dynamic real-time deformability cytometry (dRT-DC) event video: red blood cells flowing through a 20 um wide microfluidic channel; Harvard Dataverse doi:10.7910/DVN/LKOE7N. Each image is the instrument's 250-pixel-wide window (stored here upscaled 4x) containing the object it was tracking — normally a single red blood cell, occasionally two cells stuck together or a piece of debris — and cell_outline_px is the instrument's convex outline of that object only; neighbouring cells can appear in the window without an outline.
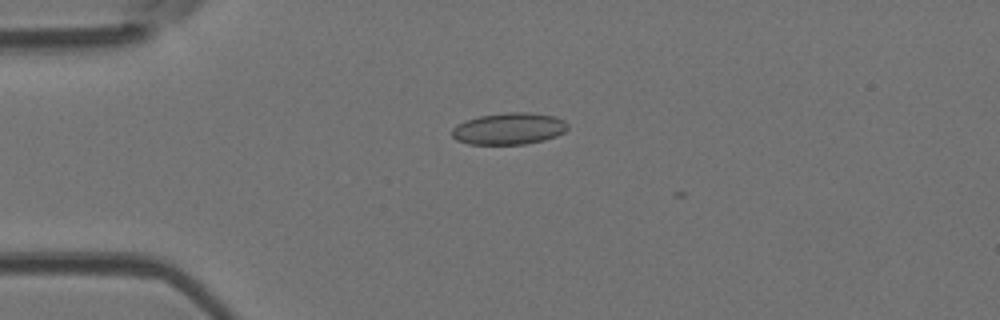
{"species": "Egyptian fruit bat (a non-hibernating species)", "species_latin": "Rousettus aegyptiacus", "temperature_condition": "room temperature", "stored_images_in_passage": 32, "camera_frame_rate_fps": 3000, "um_per_image_px": 0.085, "animal": {"sex": "female"}, "frame": {"image": 1, "passage_image": 3, "time_ms": 0.667, "image_size_px": [1000, 320], "cell_outline_px": [[568, 128], [564, 132], [556, 136], [544, 140], [524, 144], [468, 144], [456, 140], [452, 136], [452, 128], [468, 120], [480, 116], [504, 112], [532, 112], [556, 116], [564, 120], [568, 124]], "centroid_in_image_um": [43.3, 10.93], "position_along_channel_um": 41.7, "area_um2": 21.44}}
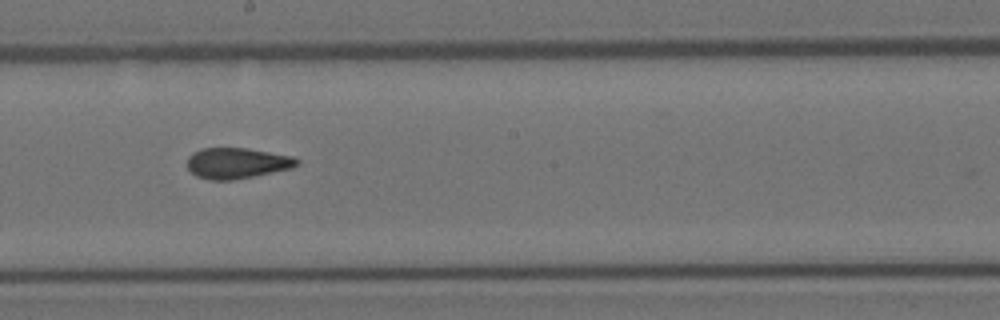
{"frame": {"image": 2, "passage_image": 18, "time_ms": 5.667, "image_size_px": [1000, 320], "cell_outline_px": [[300, 164], [292, 168], [232, 180], [208, 180], [196, 176], [188, 168], [188, 156], [192, 152], [200, 148], [248, 148], [292, 156], [300, 160]], "centroid_in_image_um": [20.13, 13.86], "position_along_channel_um": 228.1, "area_um2": 19.71}}
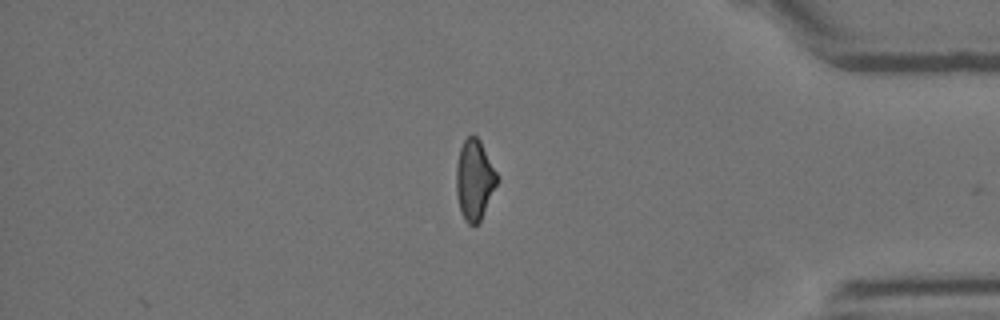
{"frame": {"image": 3, "passage_image": 32, "time_ms": 10.333, "image_size_px": [1000, 320], "cell_outline_px": [[500, 176], [480, 220], [476, 224], [468, 224], [464, 220], [460, 212], [456, 196], [456, 164], [460, 148], [464, 140], [472, 132], [480, 140]], "centroid_in_image_um": [40.32, 15.24], "position_along_channel_um": 394.9, "area_um2": 19.31}, "authors_computed_cell_mechanics": {"area_um2": 20.0566, "velocity_mm_per_s": 4.2047, "shape_relaxation_time_tau1_ms": null, "shape_relaxation_time_tau2_ms": 1.6355, "deformation_change_tau1": null, "deformation_change_tau2": 0.0986}}